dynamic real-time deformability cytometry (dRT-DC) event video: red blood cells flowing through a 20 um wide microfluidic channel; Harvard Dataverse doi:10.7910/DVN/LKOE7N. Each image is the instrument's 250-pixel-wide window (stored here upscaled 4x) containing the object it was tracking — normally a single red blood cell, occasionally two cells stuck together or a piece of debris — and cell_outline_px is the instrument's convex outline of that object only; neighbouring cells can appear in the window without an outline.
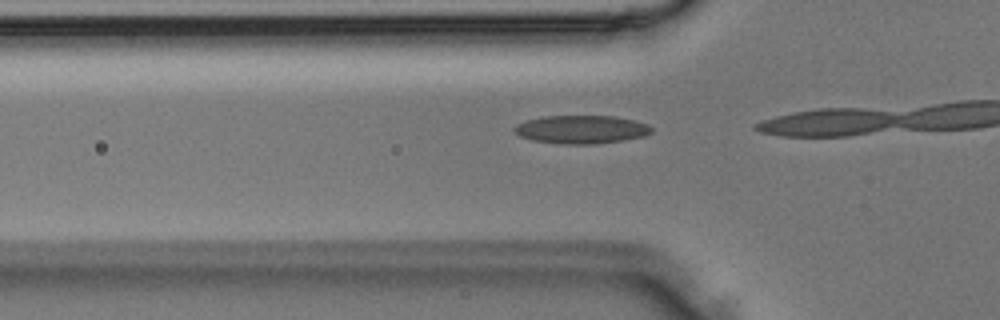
{"species": "Egyptian fruit bat (a non-hibernating species)", "species_latin": "Rousettus aegyptiacus", "temperature_condition": "room temperature", "stored_images_in_passage": 7, "camera_frame_rate_fps": 3000, "um_per_image_px": 0.085, "animal": {"sex": "male"}, "frame": {"image": 1, "passage_image": 6, "time_ms": 1.667, "image_size_px": [1000, 320], "cell_outline_px": [[652, 132], [644, 136], [624, 140], [596, 144], [564, 144], [532, 140], [520, 136], [512, 128], [516, 124], [528, 120], [544, 116], [616, 116], [636, 120], [648, 124], [652, 128]], "centroid_in_image_um": [49.45, 11.0], "position_along_channel_um": 76.4, "area_um2": 22.66}}